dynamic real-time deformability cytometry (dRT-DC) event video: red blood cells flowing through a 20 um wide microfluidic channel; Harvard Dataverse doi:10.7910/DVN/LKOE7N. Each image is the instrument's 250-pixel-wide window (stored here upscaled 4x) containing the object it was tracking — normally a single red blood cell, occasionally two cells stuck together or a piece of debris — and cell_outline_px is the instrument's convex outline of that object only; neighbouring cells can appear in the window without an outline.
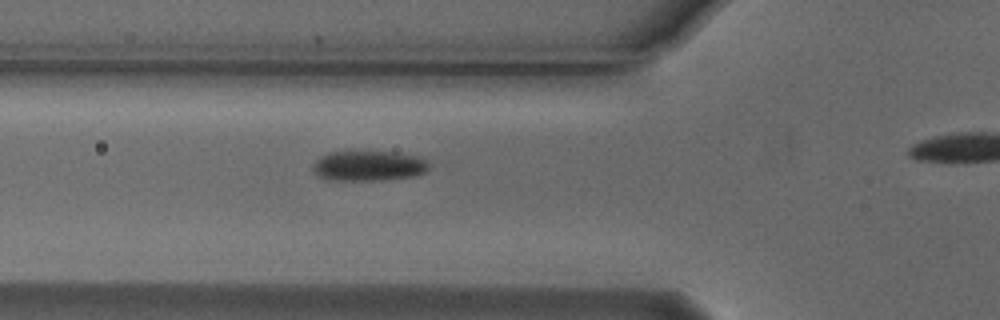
{"species": "Egyptian fruit bat (a non-hibernating species)", "species_latin": "Rousettus aegyptiacus", "temperature_condition": "cold", "stored_images_in_passage": 4, "segment_of_instrument_passage": [1, 2], "camera_frame_rate_fps": 3000, "um_per_image_px": 0.085, "animal": {"sex": "male"}, "frame": {"image": 1, "passage_image": 3, "time_ms": 0.667, "image_size_px": [1000, 320], "cell_outline_px": [[432, 164], [424, 172], [416, 176], [384, 180], [328, 180], [316, 176], [312, 168], [312, 164], [320, 156], [328, 152], [348, 148], [352, 148], [392, 152], [416, 156], [428, 160]], "centroid_in_image_um": [31.27, 14.05], "position_along_channel_um": 94.5, "area_um2": 21.62}}